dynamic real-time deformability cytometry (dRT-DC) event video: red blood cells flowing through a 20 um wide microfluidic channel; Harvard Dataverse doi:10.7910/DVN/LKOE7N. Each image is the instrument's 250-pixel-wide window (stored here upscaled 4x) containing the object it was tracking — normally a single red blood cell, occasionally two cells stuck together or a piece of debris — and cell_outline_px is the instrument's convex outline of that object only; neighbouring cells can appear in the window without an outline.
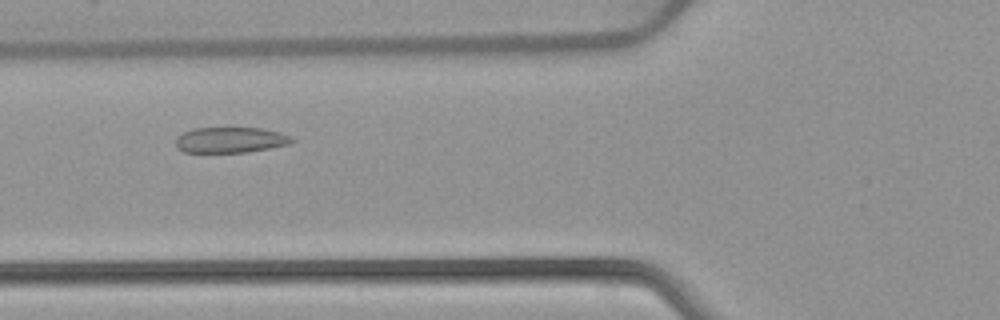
{"species": "common noctule bat (a hibernating species)", "species_latin": "Nyctalus noctula", "temperature_condition": "warm", "stored_images_in_passage": 49, "camera_frame_rate_fps": 3000, "um_per_image_px": 0.085, "animal": {"sex": "female", "body_mass_g": 22.7, "forearm_length_mm": 54.2}, "frame": {"image": 1, "passage_image": 17, "time_ms": 5.333, "image_size_px": [1000, 320], "cell_outline_px": [[296, 140], [288, 144], [248, 152], [184, 152], [176, 148], [176, 136], [192, 128], [260, 128], [280, 132], [292, 136]], "centroid_in_image_um": [19.58, 11.89], "position_along_channel_um": 106.2, "area_um2": 17.4}}
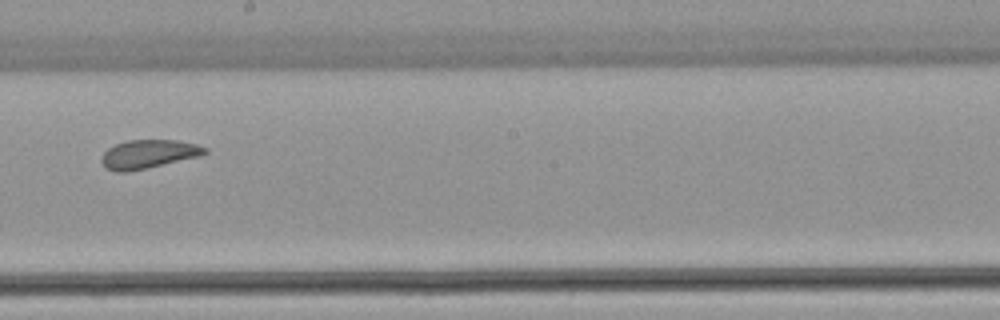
{"frame": {"image": 2, "passage_image": 27, "time_ms": 8.667, "image_size_px": [1000, 320], "cell_outline_px": [[208, 152], [200, 156], [128, 172], [116, 172], [104, 168], [100, 160], [100, 156], [108, 148], [116, 144], [128, 140], [176, 140], [196, 144], [208, 148]], "centroid_in_image_um": [12.58, 13.1], "position_along_channel_um": 235.6, "area_um2": 17.34}}
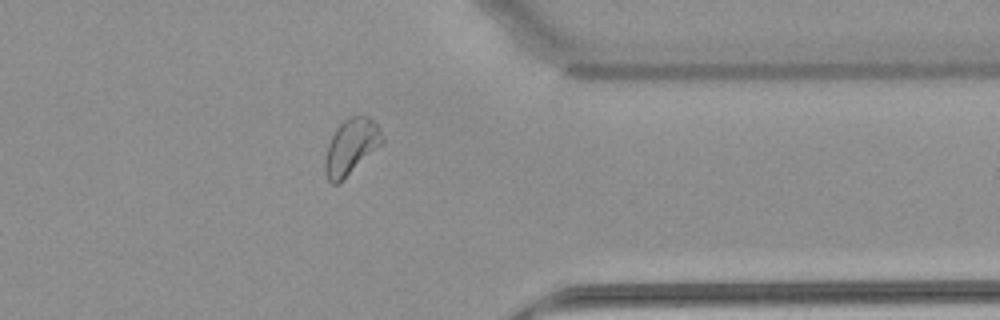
{"frame": {"image": 3, "passage_image": 39, "time_ms": 12.667, "image_size_px": [1000, 320], "cell_outline_px": [[384, 144], [336, 184], [332, 184], [328, 180], [324, 172], [324, 156], [328, 144], [336, 128], [348, 116], [368, 116], [380, 128], [384, 136]], "centroid_in_image_um": [29.85, 12.45], "position_along_channel_um": 381.6, "area_um2": 18.61}, "authors_computed_cell_mechanics": {"area_um2": 18.9584, "velocity_mm_per_s": 3.8853, "shape_relaxation_time_tau1_ms": 7.2445, "shape_relaxation_time_tau2_ms": 1.0407, "deformation_change_tau1": 0.1313, "deformation_change_tau2": 0.0651}}